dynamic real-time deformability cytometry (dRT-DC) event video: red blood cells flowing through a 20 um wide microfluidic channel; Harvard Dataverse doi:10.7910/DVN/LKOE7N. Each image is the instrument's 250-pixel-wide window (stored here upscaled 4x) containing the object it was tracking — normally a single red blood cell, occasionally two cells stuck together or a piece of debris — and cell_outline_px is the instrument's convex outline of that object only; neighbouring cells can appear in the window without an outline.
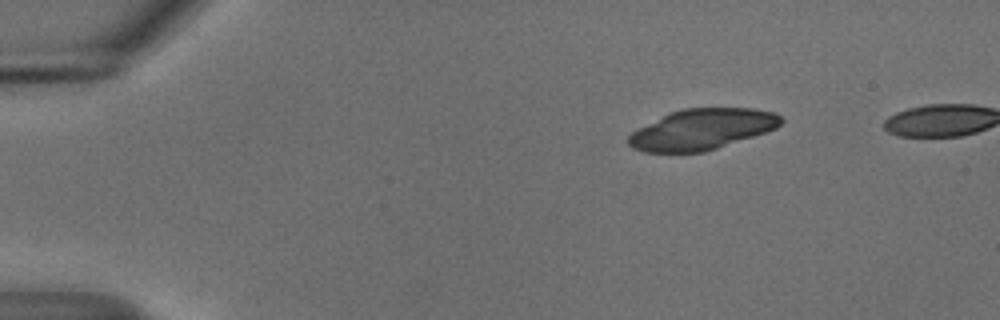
{"species": "common noctule bat (a hibernating species)", "species_latin": "Nyctalus noctula", "temperature_condition": "cold", "stored_images_in_passage": 22, "camera_frame_rate_fps": 3000, "um_per_image_px": 0.085, "animal": {"sex": "male", "body_mass_g": 18.8}, "frame": {"image": 1, "passage_image": 4, "time_ms": 1.0, "image_size_px": [1000, 320], "cell_outline_px": [[784, 120], [776, 128], [704, 152], [644, 152], [632, 148], [628, 144], [628, 136], [632, 132], [672, 112], [684, 108], [752, 108], [772, 112], [780, 116]], "centroid_in_image_um": [59.66, 10.99], "position_along_channel_um": 25.3, "area_um2": 35.49}}